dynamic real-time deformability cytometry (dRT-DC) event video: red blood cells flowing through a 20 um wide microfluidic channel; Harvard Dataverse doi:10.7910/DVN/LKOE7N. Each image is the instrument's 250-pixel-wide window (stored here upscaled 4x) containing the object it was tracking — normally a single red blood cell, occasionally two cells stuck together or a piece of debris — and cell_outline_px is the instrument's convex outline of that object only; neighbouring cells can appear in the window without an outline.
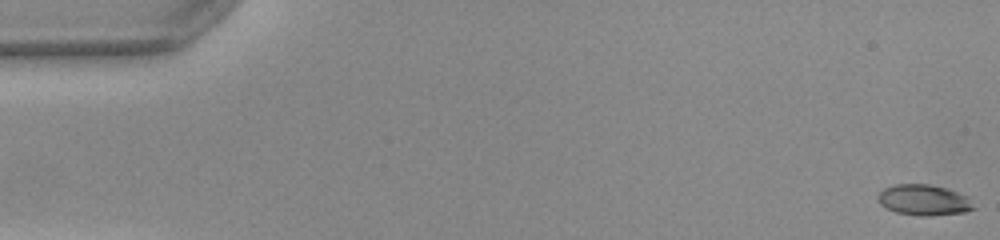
{"species": "common noctule bat (a hibernating species)", "species_latin": "Nyctalus noctula", "temperature_condition": "warm", "stored_images_in_passage": 41, "camera_frame_rate_fps": 3000, "um_per_image_px": 0.085, "animal": {"sex": "female", "body_mass_g": 22.0, "forearm_length_mm": 56.7}, "frame": {"image": 1, "passage_image": 1, "time_ms": 0.0, "image_size_px": [1000, 240], "cell_outline_px": [[976, 208], [964, 212], [932, 216], [920, 216], [896, 212], [884, 208], [880, 204], [876, 196], [884, 188], [892, 184], [928, 184], [944, 188], [968, 196]], "centroid_in_image_um": [78.5, 17.01], "position_along_channel_um": 6.5, "area_um2": 17.28}}
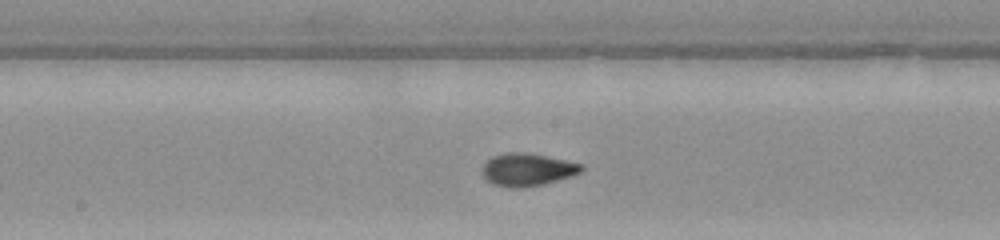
{"frame": {"image": 2, "passage_image": 27, "time_ms": 8.667, "image_size_px": [1000, 240], "cell_outline_px": [[584, 168], [580, 172], [572, 176], [544, 184], [524, 188], [508, 188], [492, 184], [484, 176], [484, 164], [492, 156], [508, 152], [524, 152], [584, 164]], "centroid_in_image_um": [44.84, 14.43], "position_along_channel_um": 203.4, "area_um2": 18.79}}
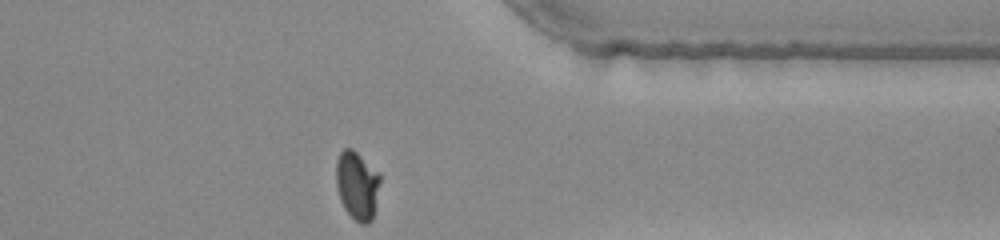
{"frame": {"image": 3, "passage_image": 41, "time_ms": 13.333, "image_size_px": [1000, 240], "cell_outline_px": [[380, 180], [372, 220], [368, 224], [360, 224], [344, 208], [340, 200], [336, 184], [336, 160], [340, 152], [344, 148], [352, 148], [380, 172]], "centroid_in_image_um": [30.35, 15.72], "position_along_channel_um": 381.0, "area_um2": 17.57}, "authors_computed_cell_mechanics": {"area_um2": 17.6868, "velocity_mm_per_s": 4.025, "shape_relaxation_time_tau1_ms": 3.4612, "shape_relaxation_time_tau2_ms": 0.8174, "deformation_change_tau1": 0.204, "deformation_change_tau2": 0.0538}}